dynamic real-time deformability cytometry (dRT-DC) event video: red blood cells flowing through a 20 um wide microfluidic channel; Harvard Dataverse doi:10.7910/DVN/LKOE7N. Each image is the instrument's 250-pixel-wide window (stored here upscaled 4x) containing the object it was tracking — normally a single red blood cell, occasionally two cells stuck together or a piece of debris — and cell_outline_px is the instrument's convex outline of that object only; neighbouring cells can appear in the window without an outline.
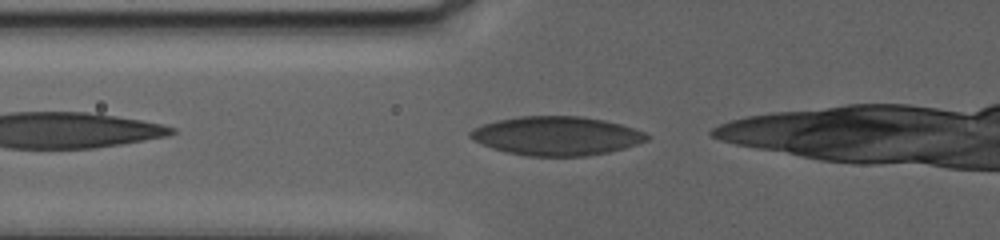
{"species": "human", "species_latin": "Homo sapiens", "temperature_condition": "warm", "stored_images_in_passage": 34, "camera_frame_rate_fps": 3000, "um_per_image_px": 0.085, "donor": {"sex": "female"}, "frame": {"image": 1, "passage_image": 3, "time_ms": 0.667, "image_size_px": [1000, 240], "cell_outline_px": [[652, 136], [648, 140], [624, 148], [608, 152], [588, 156], [528, 156], [508, 152], [492, 148], [472, 140], [468, 136], [468, 132], [472, 128], [496, 120], [520, 116], [580, 116], [604, 120], [620, 124], [644, 132]], "centroid_in_image_um": [47.28, 11.55], "position_along_channel_um": 78.5, "area_um2": 40.06}}
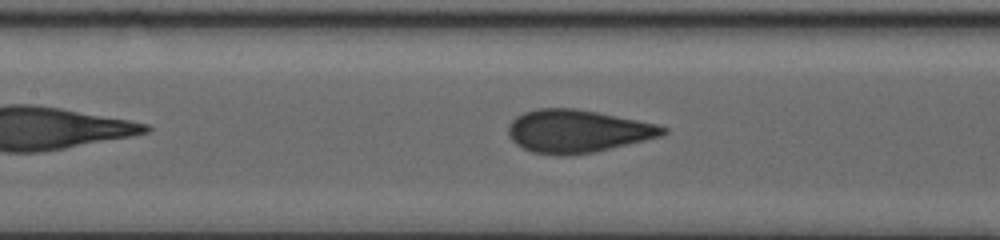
{"frame": {"image": 2, "passage_image": 14, "time_ms": 4.333, "image_size_px": [1000, 240], "cell_outline_px": [[668, 132], [660, 136], [644, 140], [592, 152], [560, 156], [532, 152], [516, 144], [508, 136], [508, 124], [516, 116], [524, 112], [536, 108], [576, 108], [660, 124], [668, 128]], "centroid_in_image_um": [49.06, 11.13], "position_along_channel_um": 158.3, "area_um2": 38.55}}
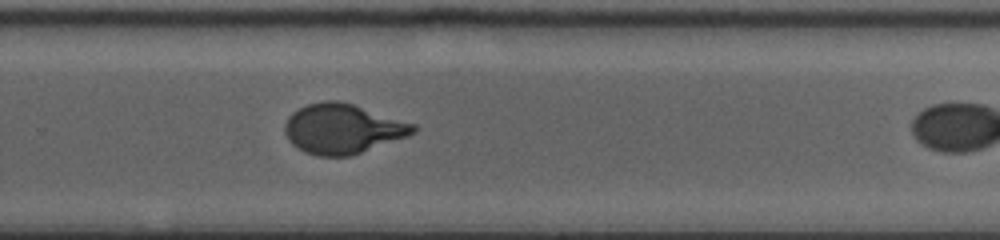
{"frame": {"image": 3, "passage_image": 33, "time_ms": 10.667, "image_size_px": [1000, 240], "cell_outline_px": [[416, 132], [408, 136], [352, 156], [316, 156], [304, 152], [296, 148], [288, 140], [284, 132], [284, 124], [288, 116], [292, 112], [308, 104], [324, 100], [336, 100], [352, 104], [416, 124]], "centroid_in_image_um": [29.1, 10.96], "position_along_channel_um": 300.7, "area_um2": 37.45}}